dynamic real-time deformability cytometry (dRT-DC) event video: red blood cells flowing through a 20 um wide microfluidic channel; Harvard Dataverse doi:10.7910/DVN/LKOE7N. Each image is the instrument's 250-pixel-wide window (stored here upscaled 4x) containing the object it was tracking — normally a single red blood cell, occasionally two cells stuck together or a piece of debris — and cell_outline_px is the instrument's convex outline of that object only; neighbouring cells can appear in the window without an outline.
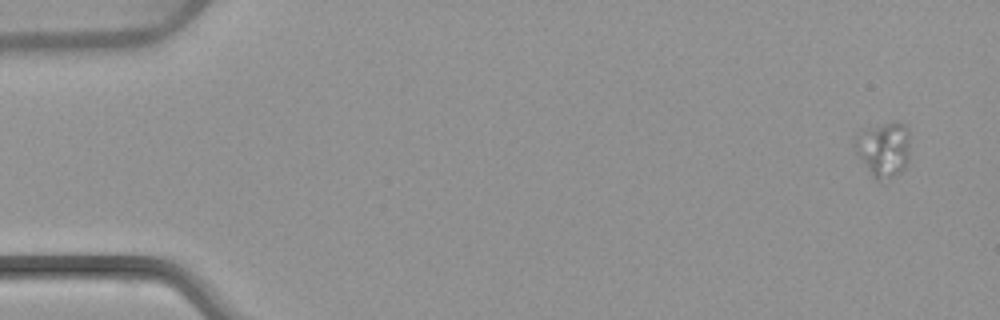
{"species": "common noctule bat (a hibernating species)", "species_latin": "Nyctalus noctula", "temperature_condition": "warm", "stored_images_in_passage": 4, "camera_frame_rate_fps": 3000, "um_per_image_px": 0.085, "animal": {"sex": "female", "body_mass_g": 22.7, "forearm_length_mm": 54.2}, "frame": {"image": 1, "passage_image": 1, "time_ms": 0.0, "image_size_px": [1000, 320], "cell_outline_px": [[908, 164], [900, 172], [880, 184], [872, 176], [852, 148], [852, 140], [864, 128], [896, 120], [900, 120], [908, 128]], "centroid_in_image_um": [75.07, 12.68], "position_along_channel_um": 9.9, "area_um2": 18.32}}
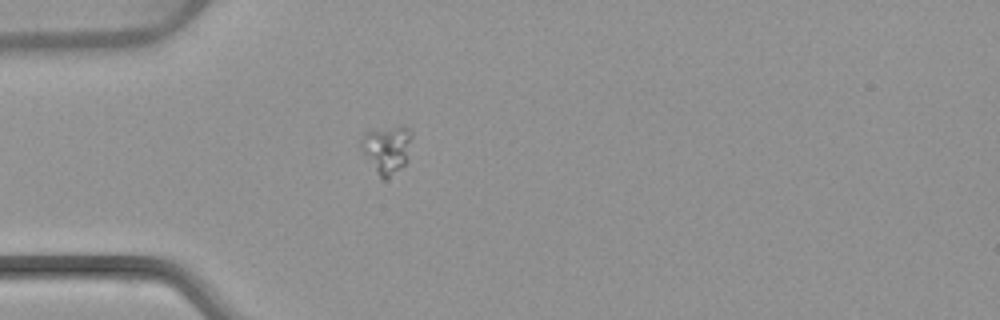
{"frame": {"image": 2, "passage_image": 4, "time_ms": 4.333, "image_size_px": [1000, 320], "cell_outline_px": [[412, 136], [408, 160], [400, 168], [384, 180], [380, 176], [364, 152], [360, 144], [360, 140], [364, 132], [392, 128], [408, 128], [412, 132]], "centroid_in_image_um": [32.91, 12.68], "position_along_channel_um": 52.1, "area_um2": 13.47}}